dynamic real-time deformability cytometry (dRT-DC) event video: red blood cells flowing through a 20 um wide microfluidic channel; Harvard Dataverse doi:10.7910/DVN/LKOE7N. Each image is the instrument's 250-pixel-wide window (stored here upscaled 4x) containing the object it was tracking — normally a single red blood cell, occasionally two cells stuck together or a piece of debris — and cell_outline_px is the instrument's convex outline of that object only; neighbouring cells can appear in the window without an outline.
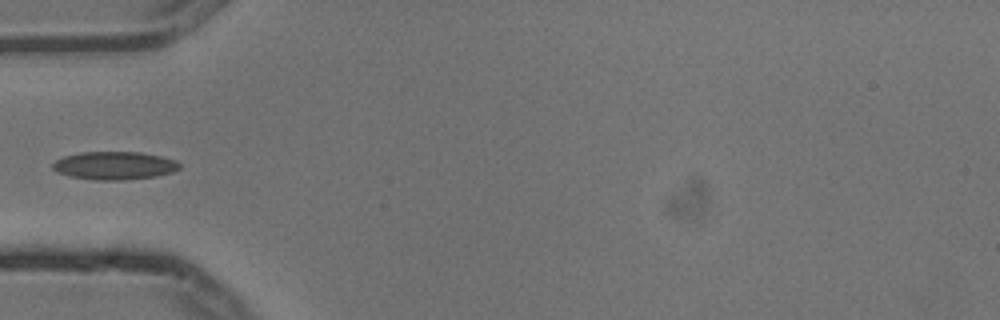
{"species": "common noctule bat (a hibernating species)", "species_latin": "Nyctalus noctula", "temperature_condition": "cold", "stored_images_in_passage": 5, "camera_frame_rate_fps": 3000, "um_per_image_px": 0.085, "animal": {"sex": "male", "body_mass_g": 13.3}, "frame": {"image": 1, "passage_image": 5, "time_ms": 1.333, "image_size_px": [1000, 320], "cell_outline_px": [[180, 168], [172, 172], [156, 176], [124, 180], [96, 180], [68, 176], [56, 172], [52, 168], [52, 164], [56, 160], [64, 156], [80, 152], [140, 152], [160, 156], [176, 160], [180, 164]], "centroid_in_image_um": [9.71, 14.07], "position_along_channel_um": 75.3, "area_um2": 20.81}}